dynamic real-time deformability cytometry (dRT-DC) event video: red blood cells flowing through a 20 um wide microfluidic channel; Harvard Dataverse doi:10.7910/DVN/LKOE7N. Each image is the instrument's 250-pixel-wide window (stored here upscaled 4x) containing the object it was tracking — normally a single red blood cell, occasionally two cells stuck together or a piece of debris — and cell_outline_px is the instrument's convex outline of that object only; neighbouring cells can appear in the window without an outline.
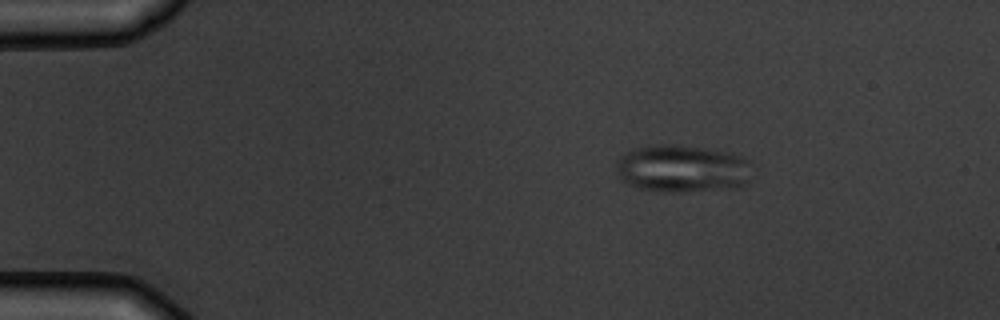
{"species": "common noctule bat (a hibernating species)", "species_latin": "Nyctalus noctula", "temperature_condition": "warm", "stored_images_in_passage": 3, "camera_frame_rate_fps": 3000, "um_per_image_px": 0.085, "animal": {"sex": "male", "body_mass_g": 19.5, "forearm_length_mm": 54.6}, "frame": {"image": 1, "passage_image": 1, "time_ms": 0.0, "image_size_px": [1000, 320], "cell_outline_px": [[748, 180], [744, 184], [736, 188], [680, 192], [664, 192], [640, 188], [628, 184], [620, 176], [616, 168], [616, 164], [620, 156], [624, 152], [636, 148], [652, 144], [676, 144], [704, 148], [728, 152], [740, 156], [748, 160]], "centroid_in_image_um": [57.96, 14.32], "position_along_channel_um": 27.0, "area_um2": 37.57}}